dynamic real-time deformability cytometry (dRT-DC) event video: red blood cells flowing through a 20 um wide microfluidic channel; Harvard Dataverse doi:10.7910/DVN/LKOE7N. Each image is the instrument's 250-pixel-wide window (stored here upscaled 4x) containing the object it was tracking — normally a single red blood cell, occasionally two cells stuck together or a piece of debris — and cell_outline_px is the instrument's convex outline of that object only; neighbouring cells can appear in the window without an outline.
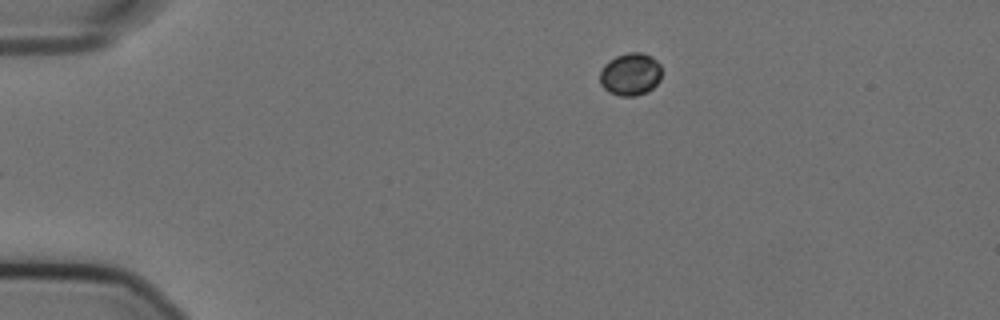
{"species": "Egyptian fruit bat (a non-hibernating species)", "species_latin": "Rousettus aegyptiacus", "temperature_condition": "cold", "stored_images_in_passage": 39, "camera_frame_rate_fps": 3000, "um_per_image_px": 0.085, "animal": {"sex": "female"}, "frame": {"image": 1, "passage_image": 1, "time_ms": 0.0, "image_size_px": [1000, 320], "cell_outline_px": [[660, 80], [648, 92], [636, 96], [620, 96], [608, 92], [600, 84], [600, 72], [604, 64], [608, 60], [616, 56], [628, 52], [640, 52], [652, 56], [660, 64]], "centroid_in_image_um": [53.57, 6.31], "position_along_channel_um": 31.4, "area_um2": 15.49}}
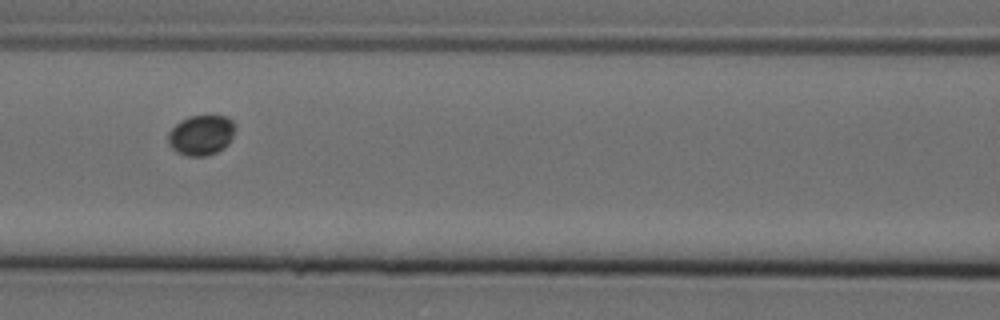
{"frame": {"image": 2, "passage_image": 16, "time_ms": 5.0, "image_size_px": [1000, 320], "cell_outline_px": [[236, 128], [228, 144], [224, 148], [216, 152], [204, 156], [184, 156], [176, 152], [168, 144], [168, 132], [180, 120], [192, 116], [228, 116], [236, 124]], "centroid_in_image_um": [17.1, 11.48], "position_along_channel_um": 149.5, "area_um2": 15.84}}
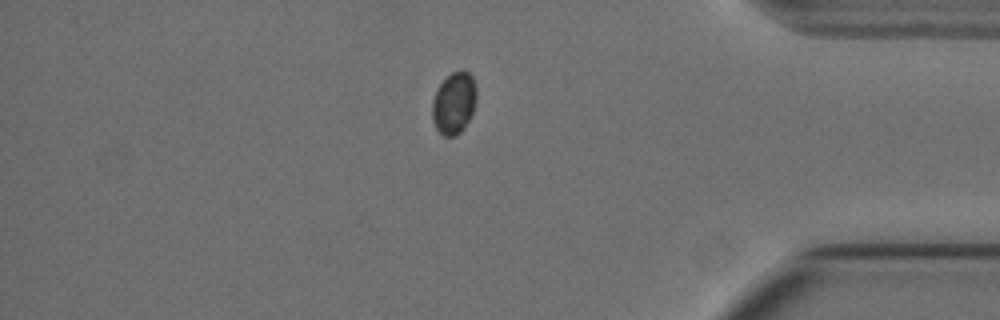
{"frame": {"image": 3, "passage_image": 39, "time_ms": 12.667, "image_size_px": [1000, 320], "cell_outline_px": [[476, 100], [472, 112], [464, 128], [456, 136], [444, 136], [436, 128], [432, 120], [432, 100], [440, 84], [452, 72], [460, 68], [464, 68], [472, 76], [476, 88]], "centroid_in_image_um": [38.59, 8.74], "position_along_channel_um": 396.6, "area_um2": 16.01}}